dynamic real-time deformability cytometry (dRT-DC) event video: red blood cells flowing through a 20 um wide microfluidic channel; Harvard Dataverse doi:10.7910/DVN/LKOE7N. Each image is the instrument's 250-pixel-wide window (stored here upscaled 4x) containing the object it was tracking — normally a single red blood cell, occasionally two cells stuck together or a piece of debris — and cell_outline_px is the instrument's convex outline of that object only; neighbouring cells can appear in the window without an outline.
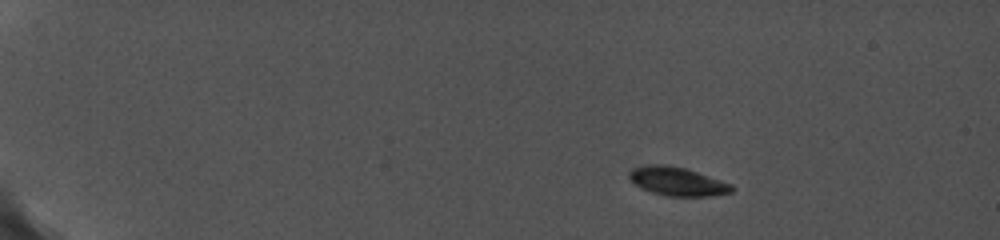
{"species": "common noctule bat (a hibernating species)", "species_latin": "Nyctalus noctula", "temperature_condition": "cold", "stored_images_in_passage": 54, "camera_frame_rate_fps": 5000, "um_per_image_px": 0.085, "animal": {"sex": "female", "body_mass_g": 19.0, "forearm_length_mm": 56.7}, "frame": {"image": 1, "passage_image": 1, "time_ms": 0.0, "image_size_px": [1000, 240], "cell_outline_px": [[736, 188], [732, 192], [712, 196], [668, 196], [652, 192], [640, 188], [628, 176], [628, 172], [632, 168], [648, 164], [664, 164], [684, 168], [732, 184]], "centroid_in_image_um": [57.57, 15.42], "position_along_channel_um": 27.4, "area_um2": 17.05}}
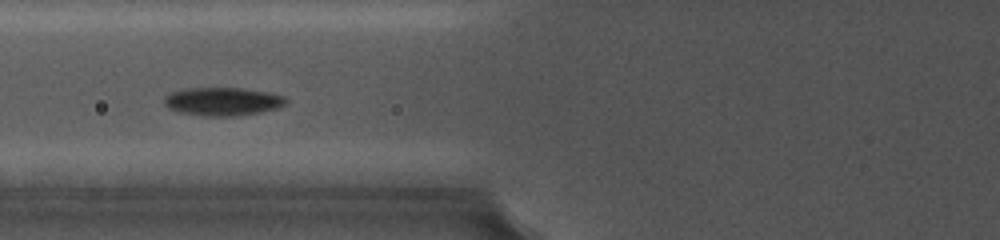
{"frame": {"image": 2, "passage_image": 16, "time_ms": 5.4, "image_size_px": [1000, 240], "cell_outline_px": [[288, 100], [284, 104], [276, 108], [260, 112], [232, 116], [204, 116], [180, 112], [168, 108], [164, 104], [164, 96], [172, 92], [184, 88], [244, 88], [268, 92], [284, 96]], "centroid_in_image_um": [18.9, 8.62], "position_along_channel_um": 106.9, "area_um2": 20.0}}
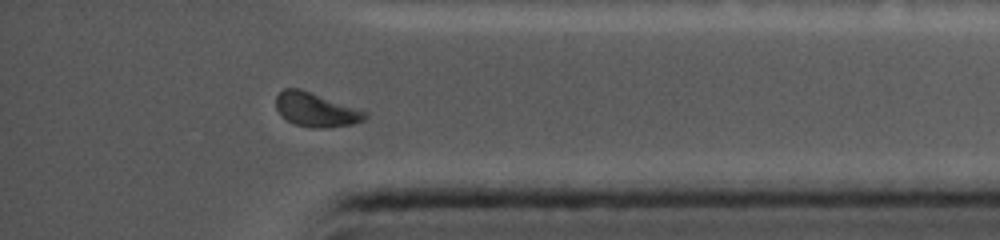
{"frame": {"image": 3, "passage_image": 50, "time_ms": 13.4, "image_size_px": [1000, 240], "cell_outline_px": [[368, 116], [364, 120], [352, 124], [328, 128], [312, 128], [292, 124], [280, 116], [276, 108], [276, 96], [284, 88], [300, 88], [368, 112]], "centroid_in_image_um": [26.83, 9.34], "position_along_channel_um": 408.4, "area_um2": 17.86}}